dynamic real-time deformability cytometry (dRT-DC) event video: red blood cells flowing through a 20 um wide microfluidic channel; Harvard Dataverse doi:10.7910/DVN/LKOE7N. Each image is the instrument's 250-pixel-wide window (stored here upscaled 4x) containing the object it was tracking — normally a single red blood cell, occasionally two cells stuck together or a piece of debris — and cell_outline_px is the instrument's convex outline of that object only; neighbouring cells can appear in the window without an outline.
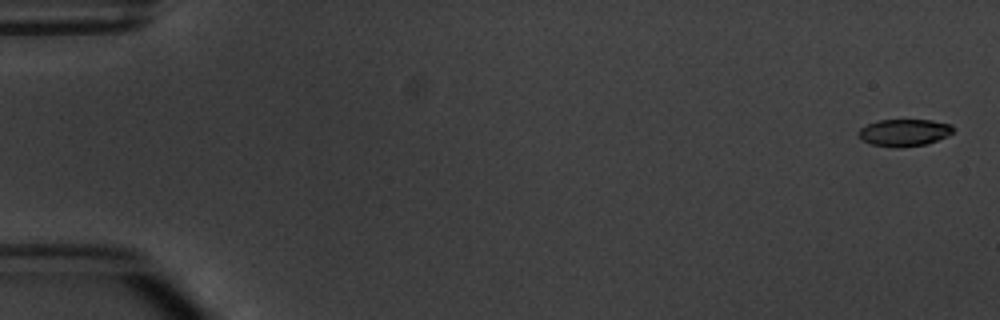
{"species": "common noctule bat (a hibernating species)", "species_latin": "Nyctalus noctula", "temperature_condition": "warm", "stored_images_in_passage": 8, "camera_frame_rate_fps": 3000, "um_per_image_px": 0.085, "animal": {"sex": "male", "body_mass_g": 20.1, "forearm_length_mm": 53.5}, "frame": {"image": 1, "passage_image": 1, "time_ms": 0.0, "image_size_px": [1000, 320], "cell_outline_px": [[952, 132], [948, 136], [924, 144], [900, 148], [892, 148], [872, 144], [864, 140], [860, 136], [860, 128], [868, 124], [880, 120], [932, 120], [952, 124]], "centroid_in_image_um": [76.88, 11.27], "position_along_channel_um": 8.1, "area_um2": 14.74}}
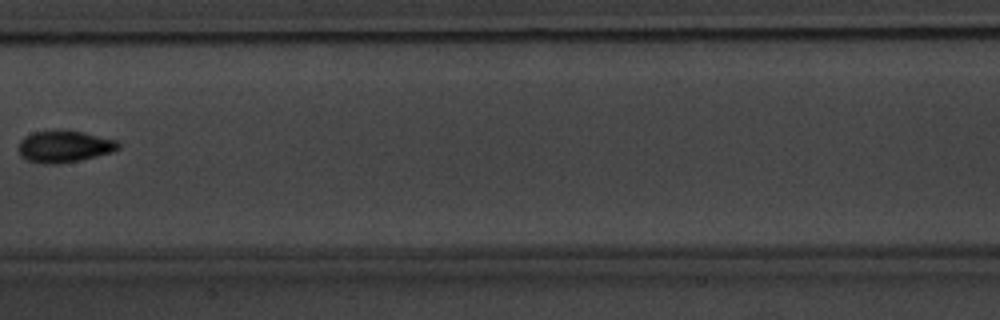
{"frame": {"image": 2, "passage_image": 8, "time_ms": 9.0, "image_size_px": [1000, 320], "cell_outline_px": [[120, 148], [112, 152], [80, 160], [60, 164], [44, 164], [28, 160], [20, 156], [16, 148], [20, 140], [24, 136], [32, 132], [60, 128], [64, 128], [84, 132], [120, 140]], "centroid_in_image_um": [5.45, 12.42], "position_along_channel_um": 201.9, "area_um2": 19.31}}